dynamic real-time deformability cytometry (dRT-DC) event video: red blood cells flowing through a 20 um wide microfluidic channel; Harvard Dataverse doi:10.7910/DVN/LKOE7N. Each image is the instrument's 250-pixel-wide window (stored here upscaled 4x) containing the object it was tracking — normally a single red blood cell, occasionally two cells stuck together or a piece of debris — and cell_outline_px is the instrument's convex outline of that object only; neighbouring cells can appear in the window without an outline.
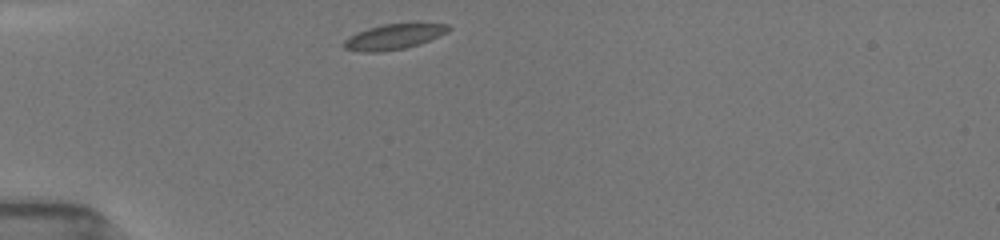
{"species": "common noctule bat (a hibernating species)", "species_latin": "Nyctalus noctula", "temperature_condition": "room temperature", "stored_images_in_passage": 39, "camera_frame_rate_fps": 3000, "um_per_image_px": 0.085, "animal": {"sex": "female", "body_mass_g": 19.5, "forearm_length_mm": 54.1}, "frame": {"image": 1, "passage_image": 1, "time_ms": 0.0, "image_size_px": [1000, 240], "cell_outline_px": [[452, 28], [448, 32], [440, 36], [420, 44], [404, 48], [380, 52], [360, 52], [344, 48], [344, 40], [348, 36], [356, 32], [368, 28], [384, 24], [416, 20], [448, 24]], "centroid_in_image_um": [33.57, 3.06], "position_along_channel_um": 51.4, "area_um2": 16.3}}
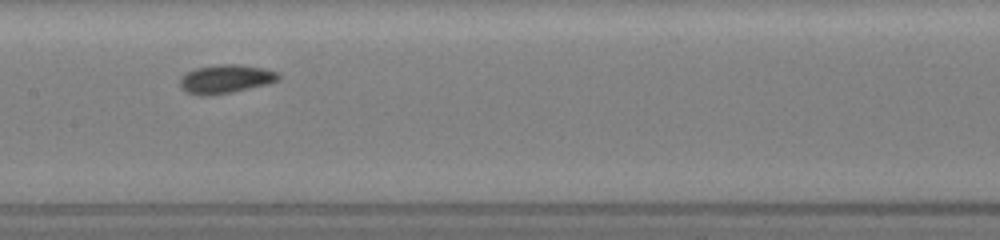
{"frame": {"image": 2, "passage_image": 13, "time_ms": 4.0, "image_size_px": [1000, 240], "cell_outline_px": [[280, 80], [268, 84], [232, 92], [208, 96], [200, 96], [188, 92], [180, 88], [180, 80], [188, 72], [196, 68], [220, 64], [240, 64], [280, 72]], "centroid_in_image_um": [19.22, 6.72], "position_along_channel_um": 188.2, "area_um2": 16.42}}
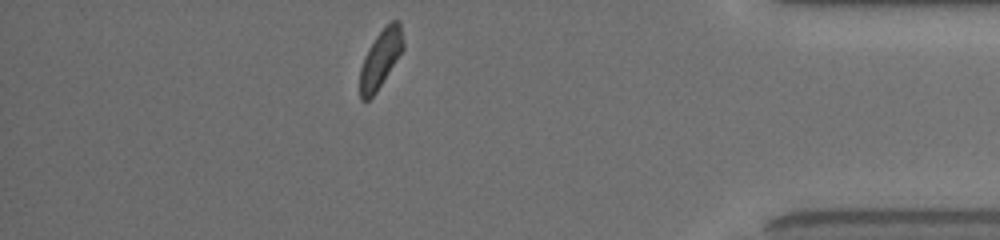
{"frame": {"image": 3, "passage_image": 32, "time_ms": 10.333, "image_size_px": [1000, 240], "cell_outline_px": [[404, 48], [376, 92], [368, 100], [360, 100], [360, 68], [364, 56], [368, 48], [376, 36], [392, 20], [400, 20], [404, 44]], "centroid_in_image_um": [32.34, 4.99], "position_along_channel_um": 402.9, "area_um2": 14.45}, "authors_computed_cell_mechanics": {"area_um2": 15.4326, "velocity_mm_per_s": 3.9014, "shape_relaxation_time_tau1_ms": 2.3667, "shape_relaxation_time_tau2_ms": 2.9592, "deformation_change_tau1": 0.0672, "deformation_change_tau2": 0.0666}}